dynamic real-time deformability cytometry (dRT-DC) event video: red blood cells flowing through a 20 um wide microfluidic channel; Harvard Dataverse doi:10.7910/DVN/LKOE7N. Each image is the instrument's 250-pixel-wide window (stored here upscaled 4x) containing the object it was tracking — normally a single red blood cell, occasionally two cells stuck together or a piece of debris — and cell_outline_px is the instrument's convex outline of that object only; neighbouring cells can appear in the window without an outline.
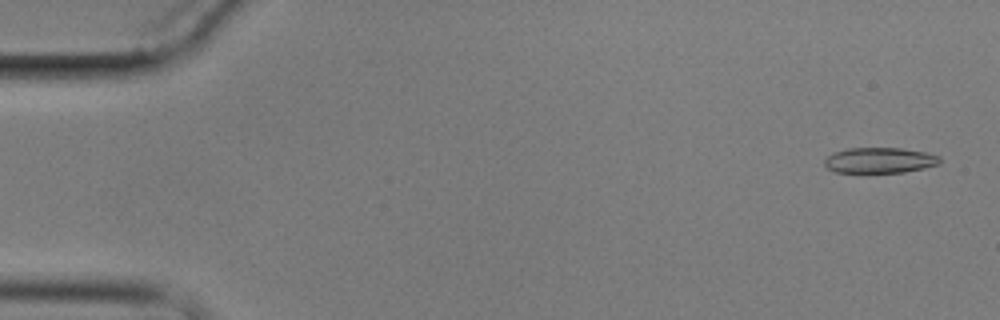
{"species": "common noctule bat (a hibernating species)", "species_latin": "Nyctalus noctula", "temperature_condition": "cold", "stored_images_in_passage": 5, "camera_frame_rate_fps": 3000, "um_per_image_px": 0.085, "animal": {"sex": "male", "body_mass_g": 17.9}, "frame": {"image": 1, "passage_image": 1, "time_ms": 0.0, "image_size_px": [1000, 320], "cell_outline_px": [[940, 164], [924, 168], [904, 172], [836, 172], [828, 168], [824, 164], [824, 160], [828, 156], [836, 152], [848, 148], [900, 148], [924, 152], [940, 156]], "centroid_in_image_um": [74.79, 13.62], "position_along_channel_um": 10.2, "area_um2": 16.99}}